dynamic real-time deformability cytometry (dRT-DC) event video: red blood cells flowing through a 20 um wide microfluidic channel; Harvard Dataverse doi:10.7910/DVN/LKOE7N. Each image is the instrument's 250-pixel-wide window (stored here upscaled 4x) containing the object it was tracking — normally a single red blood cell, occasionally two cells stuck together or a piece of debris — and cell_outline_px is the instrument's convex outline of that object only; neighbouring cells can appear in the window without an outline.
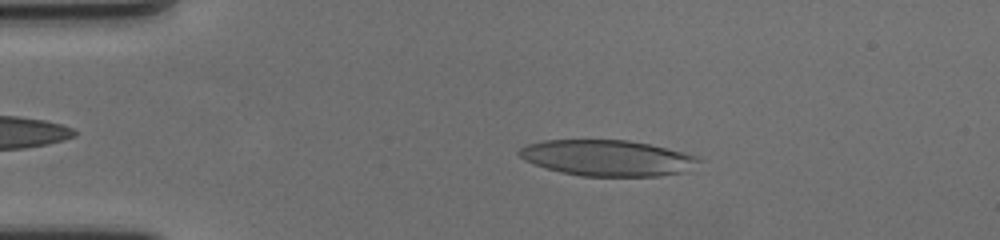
{"species": "human", "species_latin": "Homo sapiens", "temperature_condition": "cold", "stored_images_in_passage": 49, "camera_frame_rate_fps": 3000, "um_per_image_px": 0.085, "donor": {"sex": "female"}, "frame": {"image": 1, "passage_image": 11, "time_ms": 3.333, "image_size_px": [1000, 240], "cell_outline_px": [[704, 160], [688, 172], [660, 176], [580, 176], [560, 172], [544, 168], [524, 160], [516, 152], [520, 148], [528, 144], [544, 140], [628, 140], [648, 144], [696, 156]], "centroid_in_image_um": [51.63, 13.44], "position_along_channel_um": 33.4, "area_um2": 37.8}}
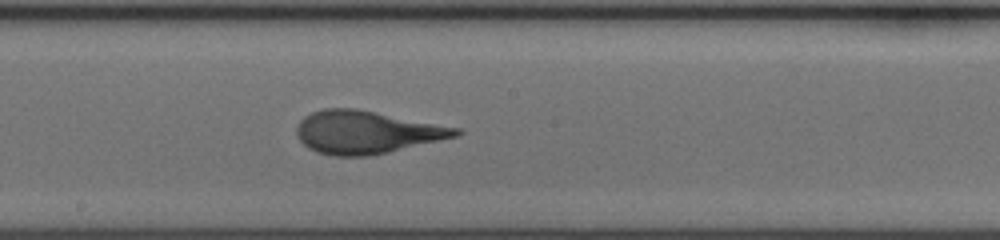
{"frame": {"image": 2, "passage_image": 31, "time_ms": 10.0, "image_size_px": [1000, 240], "cell_outline_px": [[464, 132], [460, 136], [388, 152], [368, 156], [332, 156], [316, 152], [308, 148], [296, 136], [296, 128], [300, 120], [304, 116], [312, 112], [324, 108], [356, 108], [460, 128]], "centroid_in_image_um": [31.15, 11.24], "position_along_channel_um": 217.1, "area_um2": 39.88}}
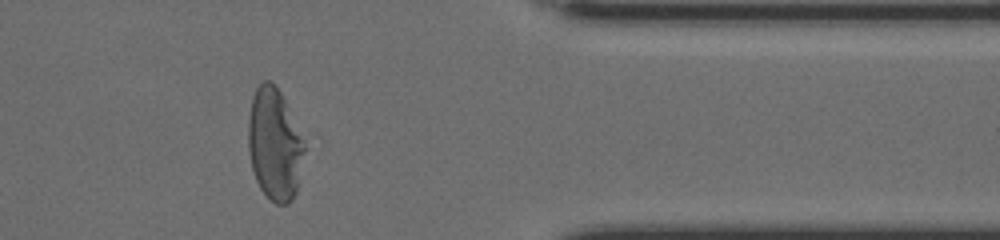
{"frame": {"image": 3, "passage_image": 47, "time_ms": 15.333, "image_size_px": [1000, 240], "cell_outline_px": [[304, 148], [296, 192], [292, 200], [288, 204], [276, 204], [260, 188], [256, 180], [252, 168], [248, 148], [248, 120], [252, 96], [256, 88], [264, 80], [272, 80], [280, 92], [304, 140]], "centroid_in_image_um": [23.31, 12.24], "position_along_channel_um": 388.1, "area_um2": 36.24}, "authors_computed_cell_mechanics": {"area_um2": 39.4196, "velocity_mm_per_s": 3.5246, "shape_relaxation_time_tau1_ms": 5.2706, "shape_relaxation_time_tau2_ms": 1.1447, "deformation_change_tau1": 0.2405, "deformation_change_tau2": 0.1027}}